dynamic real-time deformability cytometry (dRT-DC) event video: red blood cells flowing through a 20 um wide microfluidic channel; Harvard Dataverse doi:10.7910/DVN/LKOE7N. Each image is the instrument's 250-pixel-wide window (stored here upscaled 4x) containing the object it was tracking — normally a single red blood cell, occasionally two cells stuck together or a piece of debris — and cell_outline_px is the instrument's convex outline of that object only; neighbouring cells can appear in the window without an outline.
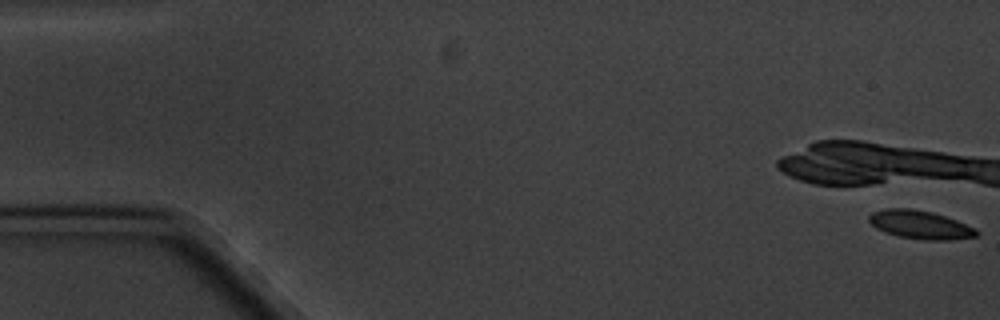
{"species": "common noctule bat (a hibernating species)", "species_latin": "Nyctalus noctula", "temperature_condition": "cold", "stored_images_in_passage": 6, "camera_frame_rate_fps": 3000, "um_per_image_px": 0.085, "animal": {"sex": "male", "body_mass_g": 20.1, "forearm_length_mm": 53.5}, "frame": {"image": 1, "passage_image": 1, "time_ms": 0.0, "image_size_px": [1000, 320], "cell_outline_px": [[980, 232], [976, 236], [952, 240], [928, 240], [900, 236], [884, 232], [876, 228], [868, 220], [868, 216], [872, 212], [888, 208], [912, 208], [932, 212], [956, 220], [976, 228]], "centroid_in_image_um": [78.22, 19.1], "position_along_channel_um": 6.8, "area_um2": 17.74}}
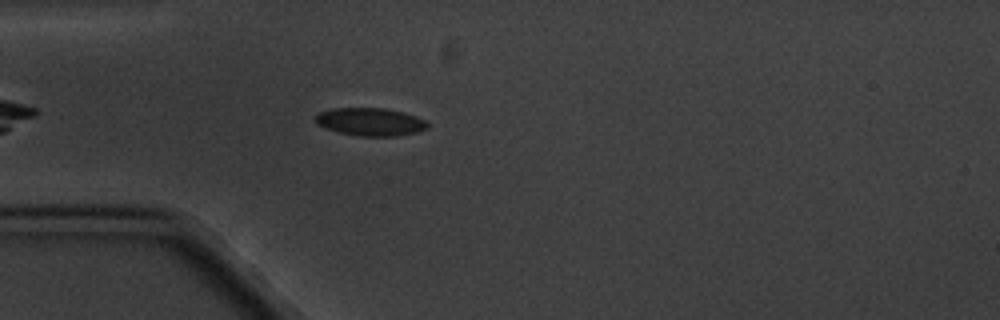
{"frame": {"image": 2, "passage_image": 6, "time_ms": 6.667, "image_size_px": [1000, 320], "cell_outline_px": [[428, 128], [416, 132], [396, 136], [360, 136], [340, 132], [324, 128], [316, 124], [312, 120], [316, 112], [332, 108], [384, 108], [404, 112], [416, 116], [424, 120], [428, 124]], "centroid_in_image_um": [31.4, 10.34], "position_along_channel_um": 53.6, "area_um2": 18.44}}